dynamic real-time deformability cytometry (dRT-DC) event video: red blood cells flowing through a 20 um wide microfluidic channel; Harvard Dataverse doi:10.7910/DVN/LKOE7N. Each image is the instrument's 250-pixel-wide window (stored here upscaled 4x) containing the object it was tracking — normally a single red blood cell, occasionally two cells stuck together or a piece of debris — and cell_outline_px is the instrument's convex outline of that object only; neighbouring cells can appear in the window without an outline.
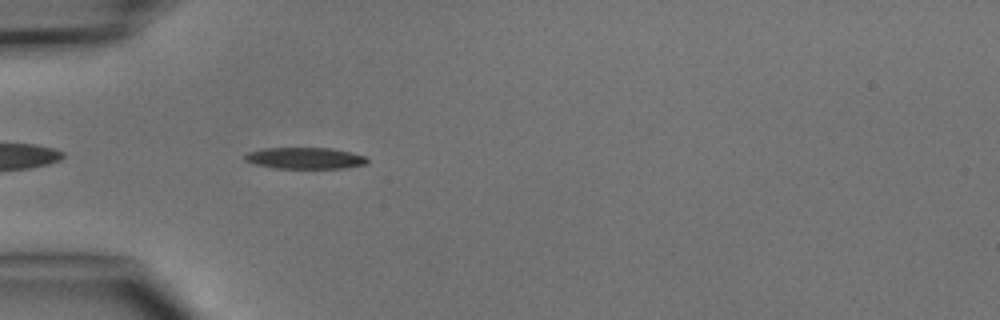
{"species": "common noctule bat (a hibernating species)", "species_latin": "Nyctalus noctula", "temperature_condition": "cold", "stored_images_in_passage": 1, "camera_frame_rate_fps": 3000, "um_per_image_px": 0.085, "animal": {"sex": "male", "body_mass_g": 15.6}, "frame": {"image": 1, "passage_image": 1, "time_ms": 0.0, "image_size_px": [1000, 320], "cell_outline_px": [[368, 160], [364, 164], [344, 168], [276, 168], [256, 164], [244, 160], [244, 156], [248, 152], [264, 148], [332, 148], [364, 156]], "centroid_in_image_um": [25.89, 13.44], "position_along_channel_um": 59.1, "area_um2": 15.03}}